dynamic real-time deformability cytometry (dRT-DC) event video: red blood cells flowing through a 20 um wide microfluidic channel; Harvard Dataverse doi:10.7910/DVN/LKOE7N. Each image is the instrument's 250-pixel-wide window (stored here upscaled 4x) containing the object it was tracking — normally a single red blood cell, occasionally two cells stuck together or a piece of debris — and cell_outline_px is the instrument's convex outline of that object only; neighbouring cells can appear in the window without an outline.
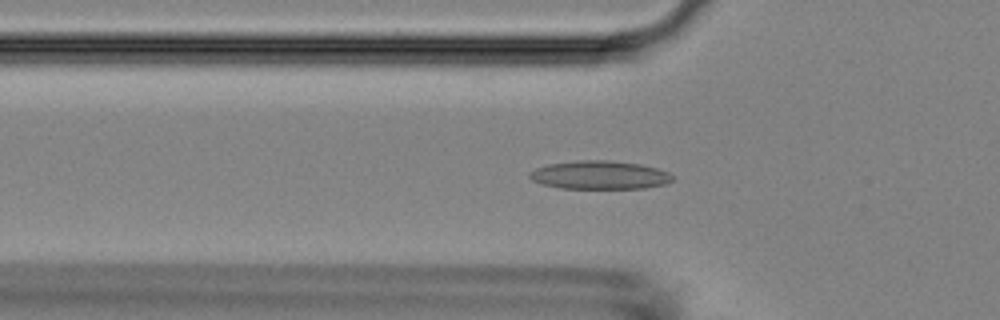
{"species": "Egyptian fruit bat (a non-hibernating species)", "species_latin": "Rousettus aegyptiacus", "temperature_condition": "room temperature", "stored_images_in_passage": 18, "camera_frame_rate_fps": 3000, "um_per_image_px": 0.085, "animal": {"sex": "female"}, "frame": {"image": 1, "passage_image": 15, "time_ms": 4.667, "image_size_px": [1000, 320], "cell_outline_px": [[676, 176], [668, 184], [644, 188], [560, 188], [540, 184], [532, 180], [528, 176], [528, 172], [536, 168], [548, 164], [580, 160], [608, 160], [640, 164], [656, 168], [668, 172]], "centroid_in_image_um": [50.97, 14.88], "position_along_channel_um": 74.8, "area_um2": 23.81}}